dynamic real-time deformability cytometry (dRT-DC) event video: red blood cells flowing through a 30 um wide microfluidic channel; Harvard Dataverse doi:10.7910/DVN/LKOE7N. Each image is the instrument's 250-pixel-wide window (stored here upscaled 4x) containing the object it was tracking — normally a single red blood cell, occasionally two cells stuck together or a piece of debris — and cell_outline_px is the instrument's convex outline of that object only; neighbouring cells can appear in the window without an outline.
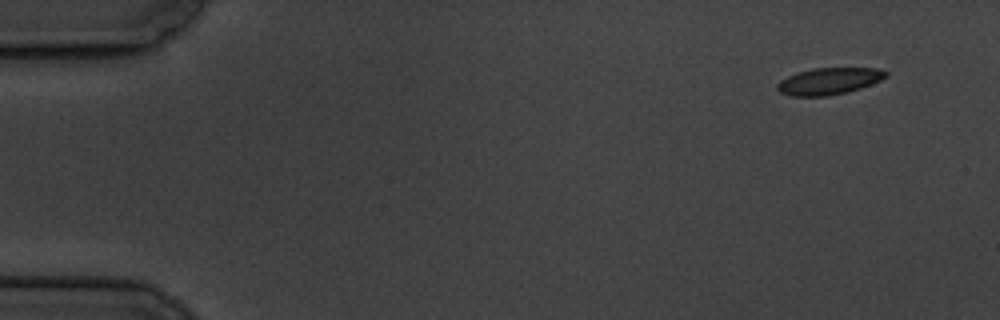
{"species": "common noctule bat (a hibernating species)", "species_latin": "Nyctalus noctula", "temperature_condition": "cold", "stored_images_in_passage": 5, "camera_frame_rate_fps": 3000, "um_per_image_px": 0.085, "animal": {"sex": "male", "body_mass_g": 19.5, "forearm_length_mm": 54.6}, "frame": {"image": 1, "passage_image": 5, "time_ms": 29.333, "image_size_px": [1000, 320], "cell_outline_px": [[888, 76], [872, 84], [848, 92], [828, 96], [792, 96], [780, 92], [776, 88], [776, 84], [780, 80], [796, 72], [812, 68], [876, 68], [888, 72]], "centroid_in_image_um": [70.45, 6.89], "position_along_channel_um": 14.6, "area_um2": 17.05}}